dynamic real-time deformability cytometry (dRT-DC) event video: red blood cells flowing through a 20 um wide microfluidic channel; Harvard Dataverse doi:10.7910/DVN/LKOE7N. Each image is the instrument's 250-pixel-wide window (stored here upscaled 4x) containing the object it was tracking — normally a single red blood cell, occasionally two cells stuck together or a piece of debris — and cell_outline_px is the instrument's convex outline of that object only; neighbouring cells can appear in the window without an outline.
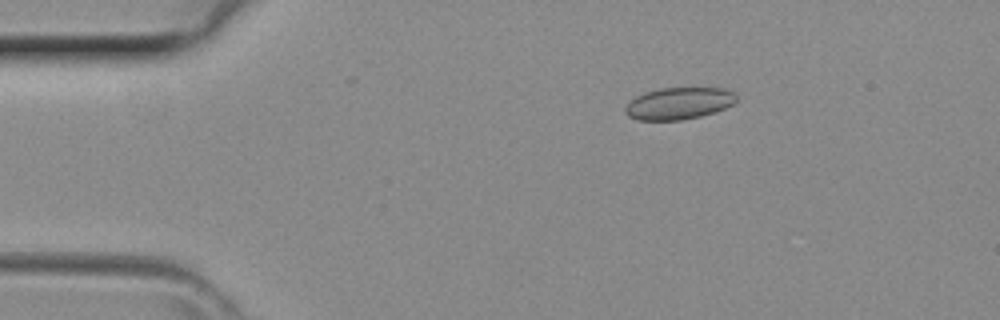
{"species": "common noctule bat (a hibernating species)", "species_latin": "Nyctalus noctula", "temperature_condition": "room temperature", "stored_images_in_passage": 37, "camera_frame_rate_fps": 3000, "um_per_image_px": 0.085, "animal": {"sex": "female", "body_mass_g": 29.2, "forearm_length_mm": 56.3}, "frame": {"image": 1, "passage_image": 1, "time_ms": 0.0, "image_size_px": [1000, 320], "cell_outline_px": [[736, 100], [732, 104], [724, 108], [700, 116], [680, 120], [636, 120], [628, 116], [624, 112], [624, 108], [636, 96], [644, 92], [660, 88], [724, 88], [736, 92]], "centroid_in_image_um": [57.68, 8.78], "position_along_channel_um": 27.3, "area_um2": 20.63}}
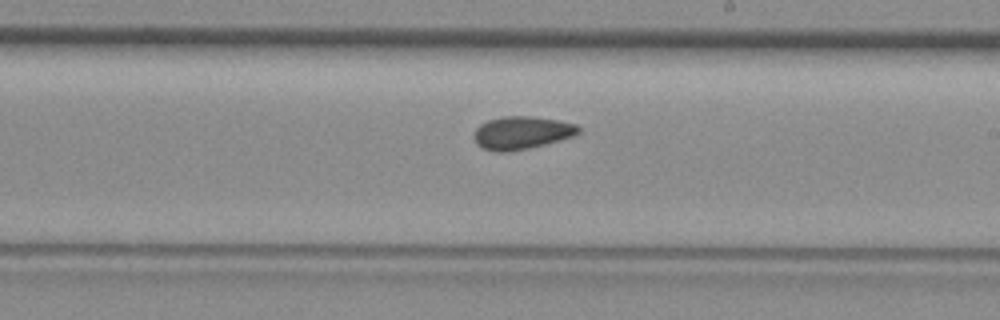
{"frame": {"image": 2, "passage_image": 18, "time_ms": 5.667, "image_size_px": [1000, 320], "cell_outline_px": [[580, 132], [572, 136], [544, 144], [528, 148], [508, 152], [500, 152], [484, 148], [476, 144], [472, 136], [476, 128], [480, 124], [488, 120], [504, 116], [528, 116], [560, 120], [576, 124], [580, 128]], "centroid_in_image_um": [44.32, 11.27], "position_along_channel_um": 244.7, "area_um2": 19.94}}
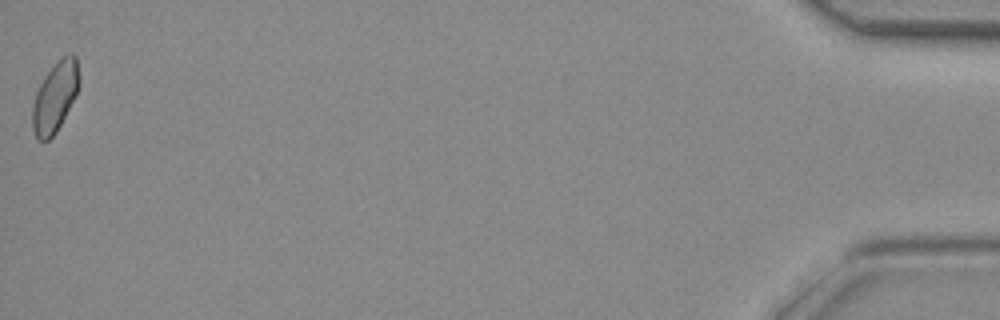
{"frame": {"image": 3, "passage_image": 36, "time_ms": 11.667, "image_size_px": [1000, 320], "cell_outline_px": [[80, 84], [76, 96], [56, 132], [48, 140], [36, 140], [32, 128], [32, 108], [36, 92], [44, 76], [68, 52], [72, 52], [76, 56], [80, 80]], "centroid_in_image_um": [4.69, 8.25], "position_along_channel_um": 430.5, "area_um2": 19.07}}